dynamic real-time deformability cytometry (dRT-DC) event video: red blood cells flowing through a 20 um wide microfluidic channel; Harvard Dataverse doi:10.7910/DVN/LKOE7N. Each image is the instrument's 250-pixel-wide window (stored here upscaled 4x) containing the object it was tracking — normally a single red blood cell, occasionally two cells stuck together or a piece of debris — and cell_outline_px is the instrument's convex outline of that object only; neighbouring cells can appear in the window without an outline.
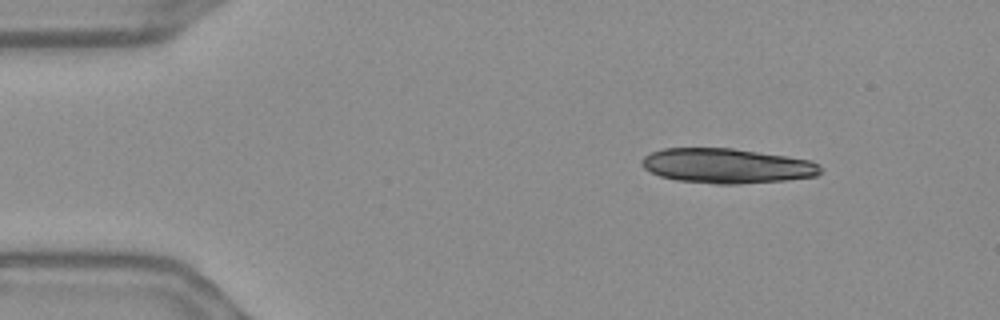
{"species": "Egyptian fruit bat (a non-hibernating species)", "species_latin": "Rousettus aegyptiacus", "temperature_condition": "warm", "stored_images_in_passage": 49, "camera_frame_rate_fps": 3000, "um_per_image_px": 0.085, "frame": {"image": 1, "passage_image": 1, "time_ms": 0.0, "image_size_px": [1000, 320], "cell_outline_px": [[824, 168], [816, 176], [784, 180], [740, 184], [716, 184], [676, 180], [660, 176], [644, 168], [640, 164], [640, 160], [644, 156], [652, 152], [664, 148], [732, 148], [812, 160], [820, 164]], "centroid_in_image_um": [61.79, 14.09], "position_along_channel_um": 23.2, "area_um2": 36.36}}
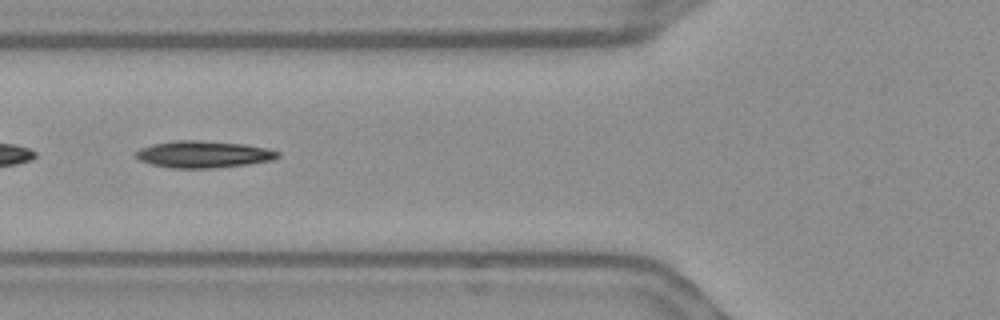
{"frame": {"image": 2, "passage_image": 15, "time_ms": 4.667, "image_size_px": [1000, 320], "cell_outline_px": [[280, 156], [272, 160], [248, 164], [212, 168], [172, 168], [152, 164], [140, 160], [136, 156], [136, 152], [140, 148], [152, 144], [176, 140], [200, 140], [244, 144], [264, 148], [280, 152]], "centroid_in_image_um": [17.29, 13.11], "position_along_channel_um": 108.5, "area_um2": 22.08}}
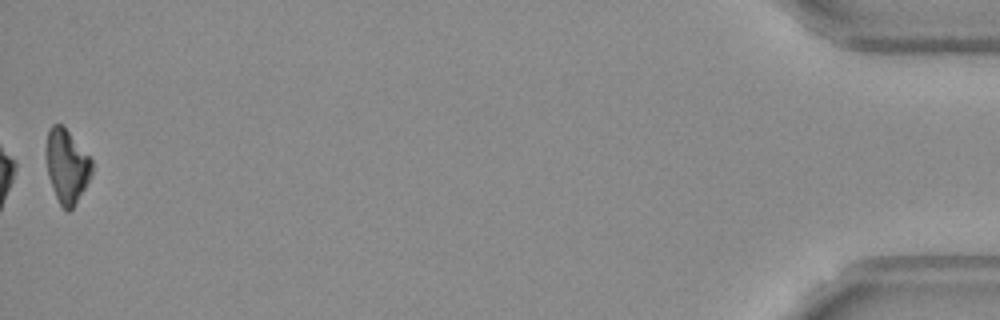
{"frame": {"image": 3, "passage_image": 49, "time_ms": 16.0, "image_size_px": [1000, 320], "cell_outline_px": [[92, 172], [84, 188], [72, 208], [68, 212], [60, 204], [52, 188], [48, 176], [44, 156], [44, 152], [48, 128], [52, 124], [60, 124], [68, 132], [92, 160]], "centroid_in_image_um": [5.62, 14.09], "position_along_channel_um": 429.6, "area_um2": 19.48}, "authors_computed_cell_mechanics": {"area_um2": 21.7328, "velocity_mm_per_s": 3.6722, "shape_relaxation_time_tau1_ms": 5.6384, "shape_relaxation_time_tau2_ms": 9.1818, "deformation_change_tau1": 0.1633, "deformation_change_tau2": 0.1558}}